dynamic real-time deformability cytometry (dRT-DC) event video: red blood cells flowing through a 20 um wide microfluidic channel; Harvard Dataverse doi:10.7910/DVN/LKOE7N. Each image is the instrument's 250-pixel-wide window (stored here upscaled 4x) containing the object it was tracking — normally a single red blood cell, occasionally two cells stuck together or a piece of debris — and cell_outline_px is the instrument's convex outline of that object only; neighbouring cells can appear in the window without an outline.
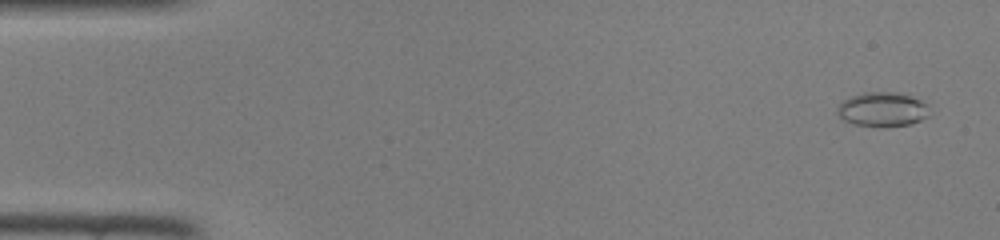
{"species": "common noctule bat (a hibernating species)", "species_latin": "Nyctalus noctula", "temperature_condition": "room temperature", "stored_images_in_passage": 46, "camera_frame_rate_fps": 3000, "um_per_image_px": 0.085, "animal": {"sex": "female", "body_mass_g": 22.0, "forearm_length_mm": 56.7}, "frame": {"image": 1, "passage_image": 2, "time_ms": 0.333, "image_size_px": [1000, 240], "cell_outline_px": [[928, 116], [920, 120], [908, 124], [884, 128], [852, 124], [844, 120], [836, 112], [836, 108], [844, 100], [852, 96], [864, 92], [900, 92], [920, 100], [928, 104]], "centroid_in_image_um": [75.0, 9.31], "position_along_channel_um": 10.0, "area_um2": 18.61}}
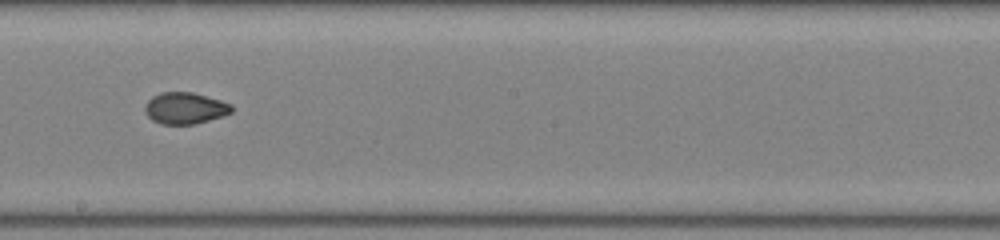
{"frame": {"image": 2, "passage_image": 26, "time_ms": 8.333, "image_size_px": [1000, 240], "cell_outline_px": [[232, 112], [224, 116], [196, 124], [160, 124], [152, 120], [144, 112], [144, 108], [148, 100], [152, 96], [160, 92], [192, 92], [220, 100], [232, 104]], "centroid_in_image_um": [15.72, 9.2], "position_along_channel_um": 232.5, "area_um2": 16.07}}
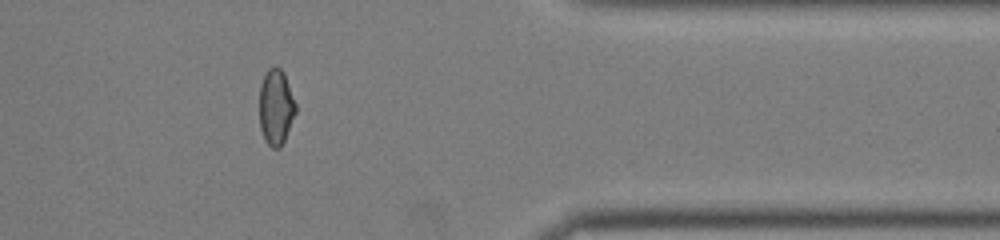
{"frame": {"image": 3, "passage_image": 38, "time_ms": 12.333, "image_size_px": [1000, 240], "cell_outline_px": [[296, 112], [284, 140], [280, 148], [272, 148], [264, 140], [260, 128], [260, 84], [268, 68], [280, 68], [284, 72], [296, 104]], "centroid_in_image_um": [23.45, 9.12], "position_along_channel_um": 387.9, "area_um2": 15.9}}